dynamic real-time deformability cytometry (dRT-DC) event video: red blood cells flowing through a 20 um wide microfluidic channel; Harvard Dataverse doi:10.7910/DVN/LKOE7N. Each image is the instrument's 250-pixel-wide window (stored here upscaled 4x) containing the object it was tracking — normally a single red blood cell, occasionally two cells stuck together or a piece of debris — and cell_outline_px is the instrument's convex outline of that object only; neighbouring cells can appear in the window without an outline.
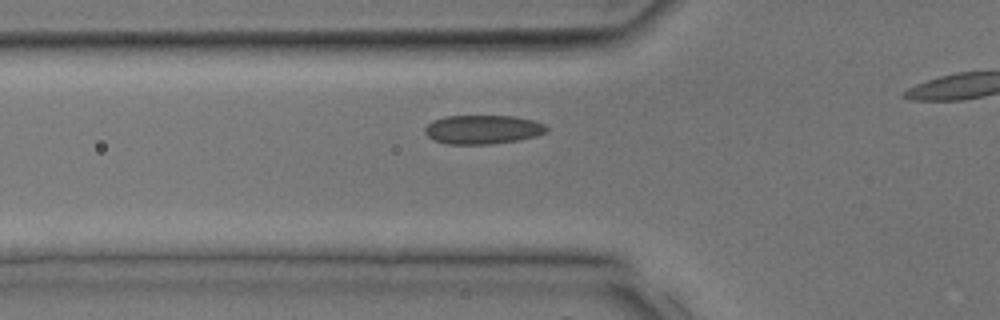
{"species": "common noctule bat (a hibernating species)", "species_latin": "Nyctalus noctula", "temperature_condition": "room temperature", "stored_images_in_passage": 23, "camera_frame_rate_fps": 3000, "um_per_image_px": 0.085, "animal": {"sex": "male", "body_mass_g": 17.9, "forearm_length_mm": 54.2}, "frame": {"image": 1, "passage_image": 7, "time_ms": 2.0, "image_size_px": [1000, 320], "cell_outline_px": [[548, 132], [536, 136], [520, 140], [492, 144], [448, 144], [432, 140], [424, 132], [424, 128], [432, 120], [444, 116], [512, 116], [536, 120], [544, 124], [548, 128]], "centroid_in_image_um": [41.04, 11.01], "position_along_channel_um": 84.8, "area_um2": 20.81}}
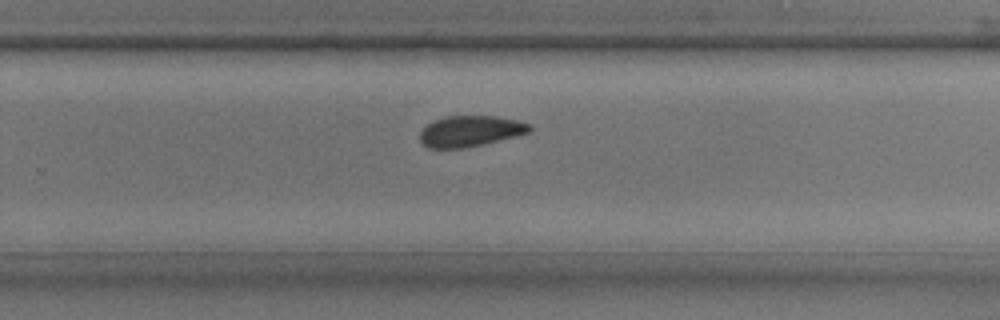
{"frame": {"image": 2, "passage_image": 17, "time_ms": 5.333, "image_size_px": [1000, 320], "cell_outline_px": [[532, 128], [528, 132], [516, 136], [480, 144], [460, 148], [428, 148], [420, 140], [420, 132], [432, 120], [448, 116], [496, 116], [516, 120], [532, 124]], "centroid_in_image_um": [39.96, 11.13], "position_along_channel_um": 289.8, "area_um2": 19.48}}